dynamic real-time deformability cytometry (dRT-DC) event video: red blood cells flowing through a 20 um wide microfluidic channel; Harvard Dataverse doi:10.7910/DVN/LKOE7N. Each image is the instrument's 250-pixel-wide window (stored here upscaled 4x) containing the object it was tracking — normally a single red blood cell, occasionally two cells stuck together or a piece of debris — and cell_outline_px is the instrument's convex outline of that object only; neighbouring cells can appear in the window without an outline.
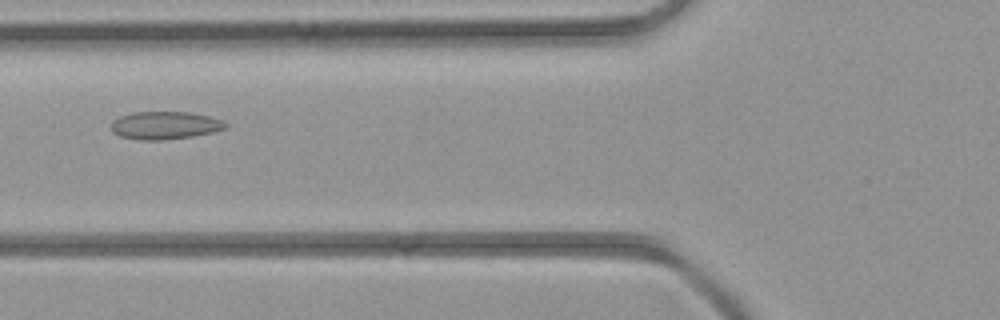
{"species": "common noctule bat (a hibernating species)", "species_latin": "Nyctalus noctula", "temperature_condition": "room temperature", "stored_images_in_passage": 5, "camera_frame_rate_fps": 3000, "um_per_image_px": 0.085, "animal": {"sex": "female", "body_mass_g": 21.9}, "frame": {"image": 1, "passage_image": 5, "time_ms": 4.667, "image_size_px": [1000, 320], "cell_outline_px": [[228, 124], [224, 128], [212, 132], [192, 136], [164, 140], [140, 140], [120, 136], [112, 132], [112, 120], [120, 116], [132, 112], [188, 112], [208, 116], [224, 120]], "centroid_in_image_um": [14.0, 10.65], "position_along_channel_um": 111.8, "area_um2": 18.5}}